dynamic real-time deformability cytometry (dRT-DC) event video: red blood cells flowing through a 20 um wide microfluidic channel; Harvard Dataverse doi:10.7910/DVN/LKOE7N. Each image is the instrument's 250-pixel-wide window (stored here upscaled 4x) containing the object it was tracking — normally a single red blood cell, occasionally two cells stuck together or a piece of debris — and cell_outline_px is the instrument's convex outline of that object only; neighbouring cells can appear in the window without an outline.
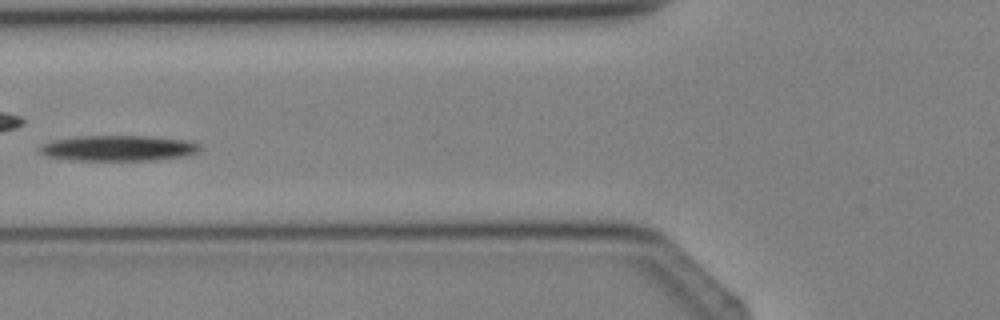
{"species": "Egyptian fruit bat (a non-hibernating species)", "species_latin": "Rousettus aegyptiacus", "temperature_condition": "cold", "stored_images_in_passage": 5, "camera_frame_rate_fps": 3000, "um_per_image_px": 0.085, "animal": {"sex": "female"}, "frame": {"image": 1, "passage_image": 5, "time_ms": 4.667, "image_size_px": [1000, 320], "cell_outline_px": [[200, 148], [196, 152], [184, 156], [152, 160], [76, 160], [44, 156], [40, 152], [40, 144], [52, 140], [76, 136], [144, 136], [184, 140], [200, 144]], "centroid_in_image_um": [9.98, 12.59], "position_along_channel_um": 115.8, "area_um2": 23.7}}